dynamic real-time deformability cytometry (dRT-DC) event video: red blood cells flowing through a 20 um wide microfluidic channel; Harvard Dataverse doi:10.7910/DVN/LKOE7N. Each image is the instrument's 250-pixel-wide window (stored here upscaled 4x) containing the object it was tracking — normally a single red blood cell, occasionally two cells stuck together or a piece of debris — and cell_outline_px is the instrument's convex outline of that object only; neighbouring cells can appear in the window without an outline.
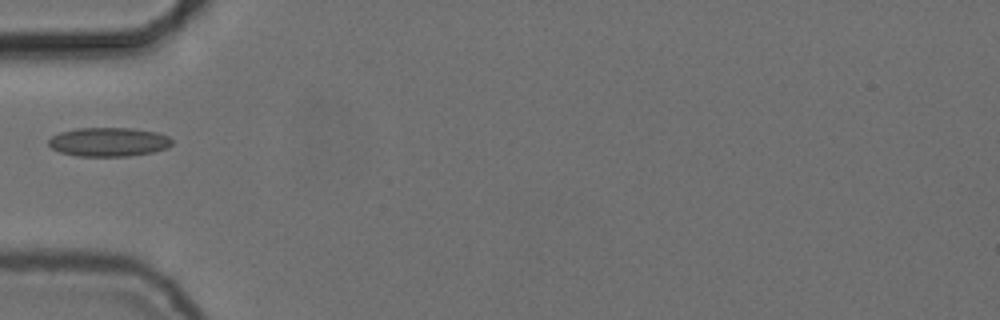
{"species": "common noctule bat (a hibernating species)", "species_latin": "Nyctalus noctula", "temperature_condition": "cold", "stored_images_in_passage": 37, "camera_frame_rate_fps": 3000, "um_per_image_px": 0.085, "animal": {"sex": "female", "body_mass_g": 24.6, "forearm_length_mm": 56.2}, "frame": {"image": 1, "passage_image": 1, "time_ms": 0.0, "image_size_px": [1000, 320], "cell_outline_px": [[172, 144], [168, 148], [152, 152], [128, 156], [76, 156], [60, 152], [52, 148], [48, 144], [48, 140], [52, 136], [60, 132], [76, 128], [132, 128], [156, 132], [168, 136], [172, 140]], "centroid_in_image_um": [9.23, 12.06], "position_along_channel_um": 75.8, "area_um2": 20.87}}
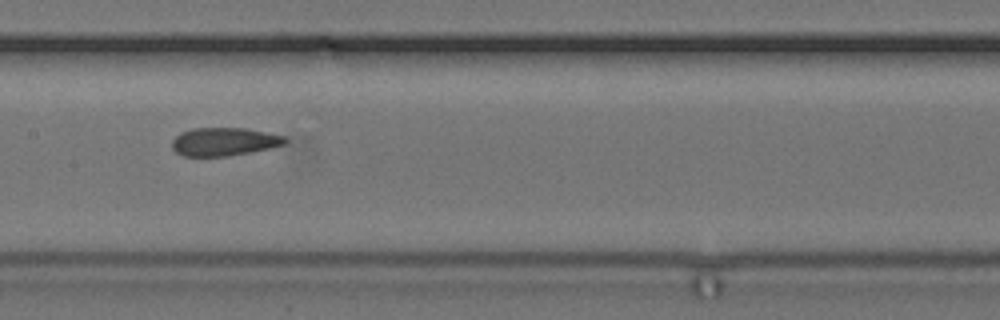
{"frame": {"image": 2, "passage_image": 10, "time_ms": 3.0, "image_size_px": [1000, 320], "cell_outline_px": [[288, 140], [284, 144], [272, 148], [228, 156], [184, 156], [176, 152], [172, 148], [172, 140], [180, 132], [192, 128], [244, 128], [284, 136]], "centroid_in_image_um": [19.03, 12.04], "position_along_channel_um": 188.4, "area_um2": 18.55}}
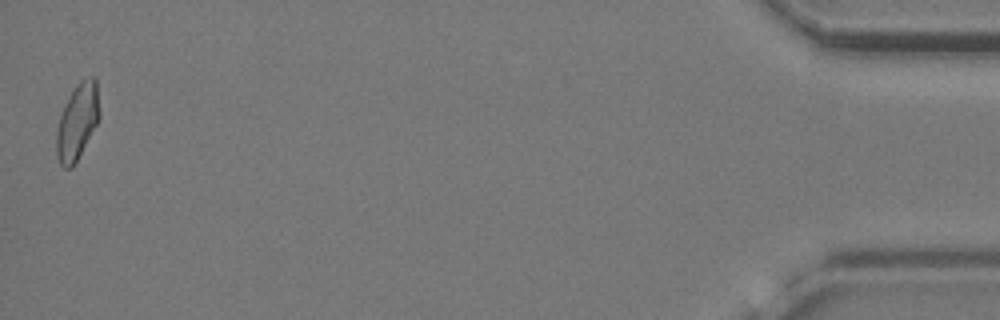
{"frame": {"image": 3, "passage_image": 37, "time_ms": 12.0, "image_size_px": [1000, 320], "cell_outline_px": [[100, 116], [96, 124], [72, 168], [64, 168], [60, 164], [56, 156], [56, 132], [60, 116], [68, 96], [76, 84], [80, 80], [92, 76], [96, 76], [100, 112]], "centroid_in_image_um": [6.57, 10.3], "position_along_channel_um": 428.6, "area_um2": 18.96}}